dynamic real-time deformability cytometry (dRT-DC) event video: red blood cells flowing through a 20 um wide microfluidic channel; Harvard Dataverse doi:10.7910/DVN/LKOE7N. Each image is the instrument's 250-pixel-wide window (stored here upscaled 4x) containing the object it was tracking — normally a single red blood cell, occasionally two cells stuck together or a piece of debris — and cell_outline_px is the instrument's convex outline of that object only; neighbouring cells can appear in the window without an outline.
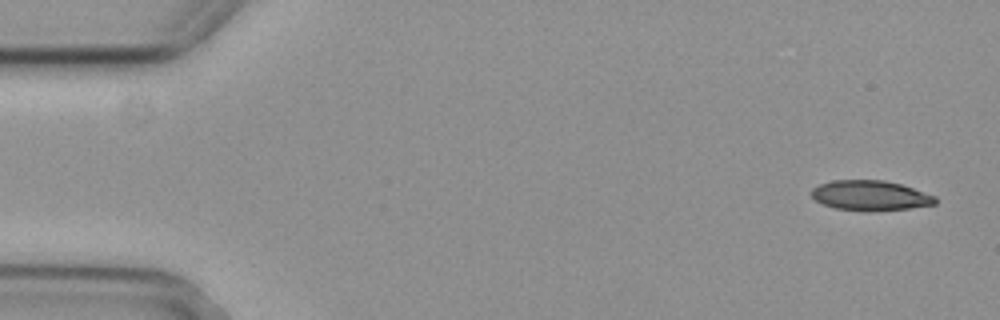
{"species": "common noctule bat (a hibernating species)", "species_latin": "Nyctalus noctula", "temperature_condition": "cold", "stored_images_in_passage": 6, "camera_frame_rate_fps": 3000, "um_per_image_px": 0.085, "animal": {"sex": "female", "body_mass_g": 29.2, "forearm_length_mm": 56.3}, "frame": {"image": 1, "passage_image": 1, "time_ms": 0.0, "image_size_px": [1000, 320], "cell_outline_px": [[936, 204], [908, 208], [836, 208], [824, 204], [816, 200], [808, 192], [812, 188], [820, 184], [832, 180], [884, 180], [900, 184], [936, 196]], "centroid_in_image_um": [73.94, 16.56], "position_along_channel_um": 11.1, "area_um2": 20.63}}
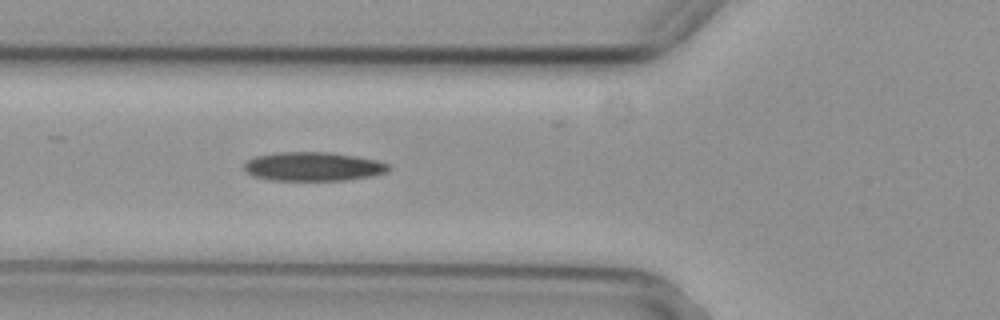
{"frame": {"image": 2, "passage_image": 6, "time_ms": 1.667, "image_size_px": [1000, 320], "cell_outline_px": [[388, 172], [372, 176], [344, 180], [272, 180], [252, 176], [244, 168], [244, 164], [248, 160], [256, 156], [280, 152], [332, 152], [356, 156], [376, 160], [388, 164]], "centroid_in_image_um": [26.62, 14.15], "position_along_channel_um": 99.2, "area_um2": 24.22}}